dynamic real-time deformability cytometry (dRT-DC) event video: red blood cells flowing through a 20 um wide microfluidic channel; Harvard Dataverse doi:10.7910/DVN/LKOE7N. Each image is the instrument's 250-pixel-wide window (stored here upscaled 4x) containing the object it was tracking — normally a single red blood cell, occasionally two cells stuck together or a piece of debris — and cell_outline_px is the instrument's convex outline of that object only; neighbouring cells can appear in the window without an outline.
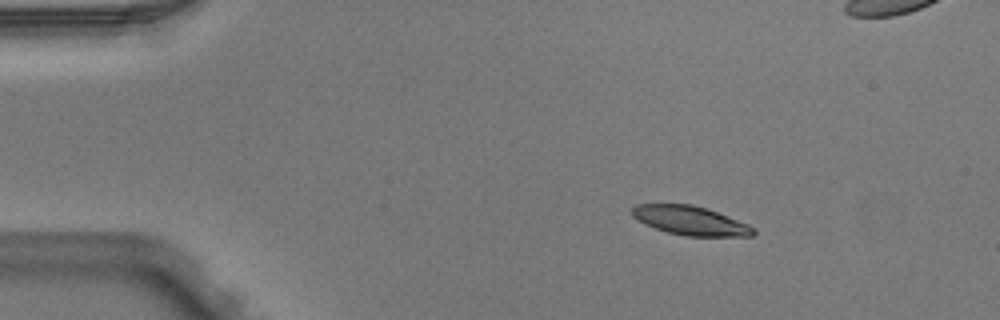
{"species": "Egyptian fruit bat (a non-hibernating species)", "species_latin": "Rousettus aegyptiacus", "temperature_condition": "warm", "stored_images_in_passage": 6, "segment_of_instrument_passage": [1, 2], "camera_frame_rate_fps": 3000, "um_per_image_px": 0.085, "animal": {"sex": "male"}, "frame": {"image": 1, "passage_image": 2, "time_ms": 0.333, "image_size_px": [1000, 320], "cell_outline_px": [[756, 232], [752, 236], [688, 236], [668, 232], [644, 224], [632, 216], [632, 208], [636, 204], [692, 204], [716, 212], [748, 224], [756, 228]], "centroid_in_image_um": [58.68, 18.75], "position_along_channel_um": 26.3, "area_um2": 20.29}}
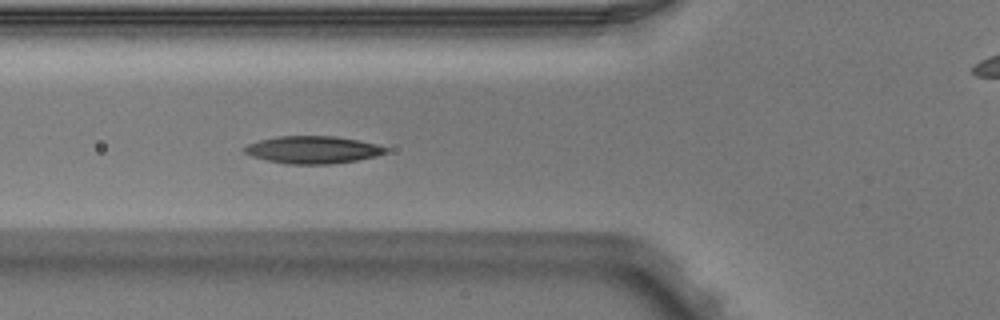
{"frame": {"image": 2, "passage_image": 5, "time_ms": 1.333, "image_size_px": [1000, 320], "cell_outline_px": [[388, 152], [376, 156], [356, 160], [332, 164], [288, 164], [268, 160], [252, 156], [244, 152], [244, 148], [248, 144], [260, 140], [276, 136], [336, 136], [376, 144], [388, 148]], "centroid_in_image_um": [26.6, 12.73], "position_along_channel_um": 99.2, "area_um2": 22.43}}